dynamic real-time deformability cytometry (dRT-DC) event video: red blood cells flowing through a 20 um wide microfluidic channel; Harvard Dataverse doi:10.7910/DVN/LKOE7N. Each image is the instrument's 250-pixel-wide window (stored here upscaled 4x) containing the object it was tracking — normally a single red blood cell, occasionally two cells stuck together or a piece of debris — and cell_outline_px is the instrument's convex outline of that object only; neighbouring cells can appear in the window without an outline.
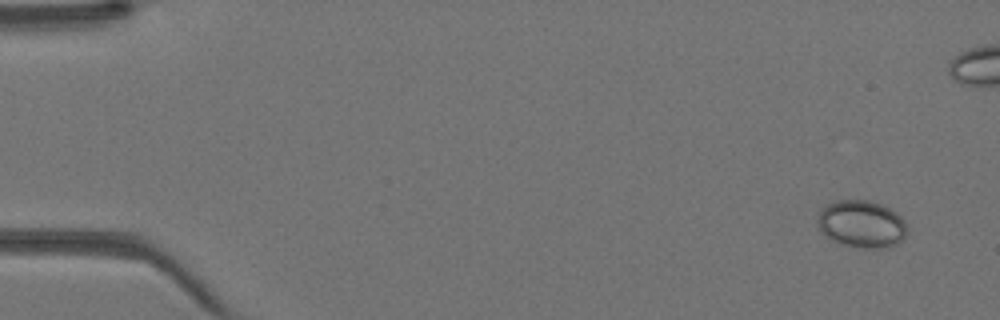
{"species": "Egyptian fruit bat (a non-hibernating species)", "species_latin": "Rousettus aegyptiacus", "temperature_condition": "warm", "stored_images_in_passage": 43, "camera_frame_rate_fps": 3000, "um_per_image_px": 0.085, "animal": {"sex": "female"}, "frame": {"image": 1, "passage_image": 1, "time_ms": 0.0, "image_size_px": [1000, 320], "cell_outline_px": [[908, 228], [904, 236], [896, 244], [888, 248], [864, 248], [844, 244], [832, 240], [824, 236], [816, 224], [816, 220], [820, 212], [828, 204], [836, 200], [868, 200], [880, 204], [896, 212], [904, 220]], "centroid_in_image_um": [73.22, 19.04], "position_along_channel_um": 11.8, "area_um2": 24.68}}
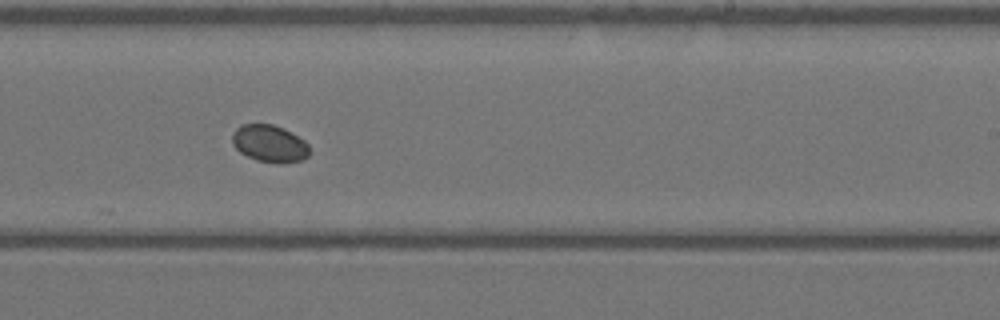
{"frame": {"image": 2, "passage_image": 26, "time_ms": 8.333, "image_size_px": [1000, 320], "cell_outline_px": [[308, 156], [304, 160], [280, 164], [256, 160], [240, 152], [232, 144], [232, 136], [236, 128], [240, 124], [272, 124], [304, 140], [308, 144]], "centroid_in_image_um": [22.89, 12.22], "position_along_channel_um": 266.1, "area_um2": 16.59}}
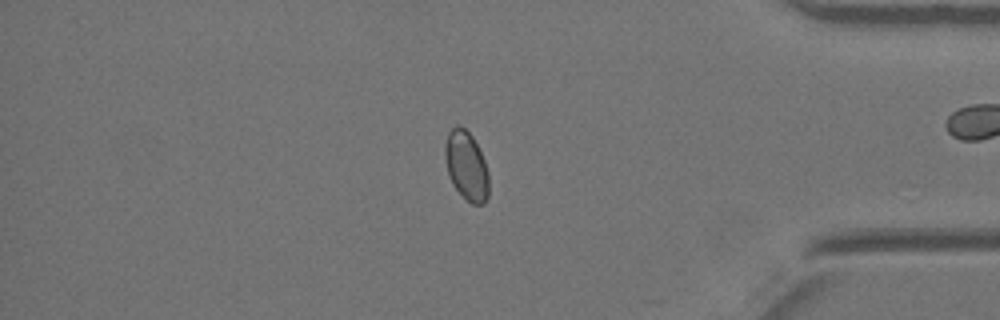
{"frame": {"image": 3, "passage_image": 36, "time_ms": 11.667, "image_size_px": [1000, 320], "cell_outline_px": [[488, 196], [484, 204], [472, 204], [452, 184], [448, 172], [444, 156], [444, 144], [448, 132], [456, 124], [460, 124], [472, 136], [484, 160], [488, 172]], "centroid_in_image_um": [39.62, 14.06], "position_along_channel_um": 395.6, "area_um2": 17.51}}